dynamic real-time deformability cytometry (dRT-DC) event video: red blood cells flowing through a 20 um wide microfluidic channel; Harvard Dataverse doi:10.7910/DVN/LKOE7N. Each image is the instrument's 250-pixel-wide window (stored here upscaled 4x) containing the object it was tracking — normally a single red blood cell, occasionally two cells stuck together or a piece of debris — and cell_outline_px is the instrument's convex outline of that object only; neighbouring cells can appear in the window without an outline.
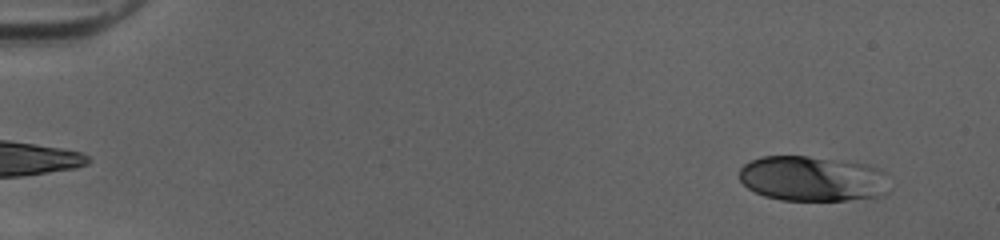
{"species": "human", "species_latin": "Homo sapiens", "temperature_condition": "cold", "stored_images_in_passage": 49, "camera_frame_rate_fps": 3000, "um_per_image_px": 0.085, "donor": {"sex": "female"}, "frame": {"image": 1, "passage_image": 3, "time_ms": 0.667, "image_size_px": [1000, 240], "cell_outline_px": [[892, 188], [884, 196], [848, 200], [780, 200], [764, 196], [748, 188], [740, 180], [740, 168], [744, 164], [752, 160], [764, 156], [808, 156], [824, 160]], "centroid_in_image_um": [68.58, 15.29], "position_along_channel_um": 16.4, "area_um2": 35.37}}
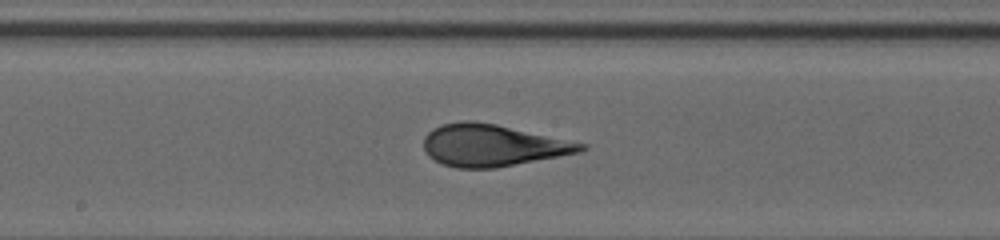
{"frame": {"image": 2, "passage_image": 27, "time_ms": 8.667, "image_size_px": [1000, 240], "cell_outline_px": [[588, 148], [580, 152], [496, 168], [456, 168], [444, 164], [428, 156], [424, 148], [424, 136], [432, 128], [444, 124], [464, 120], [472, 120], [496, 124], [588, 144]], "centroid_in_image_um": [41.86, 12.35], "position_along_channel_um": 206.3, "area_um2": 38.26}}
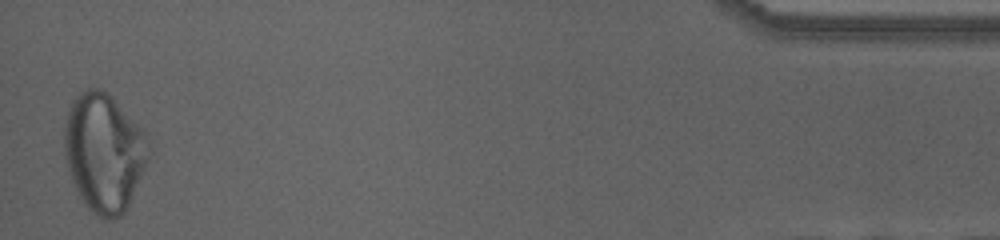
{"frame": {"image": 3, "passage_image": 49, "time_ms": 16.0, "image_size_px": [1000, 240], "cell_outline_px": [[144, 168], [128, 204], [124, 212], [120, 216], [112, 220], [104, 220], [92, 212], [88, 208], [80, 196], [72, 180], [68, 168], [64, 152], [64, 128], [68, 112], [72, 100], [80, 92], [88, 88], [96, 88], [108, 92], [144, 128]], "centroid_in_image_um": [8.79, 12.92], "position_along_channel_um": 426.4, "area_um2": 57.22}, "authors_computed_cell_mechanics": {"area_um2": 38.2636, "velocity_mm_per_s": 4.0589, "shape_relaxation_time_tau1_ms": 4.7943, "shape_relaxation_time_tau2_ms": 0.7229, "deformation_change_tau1": 0.2016, "deformation_change_tau2": 0.0633}}